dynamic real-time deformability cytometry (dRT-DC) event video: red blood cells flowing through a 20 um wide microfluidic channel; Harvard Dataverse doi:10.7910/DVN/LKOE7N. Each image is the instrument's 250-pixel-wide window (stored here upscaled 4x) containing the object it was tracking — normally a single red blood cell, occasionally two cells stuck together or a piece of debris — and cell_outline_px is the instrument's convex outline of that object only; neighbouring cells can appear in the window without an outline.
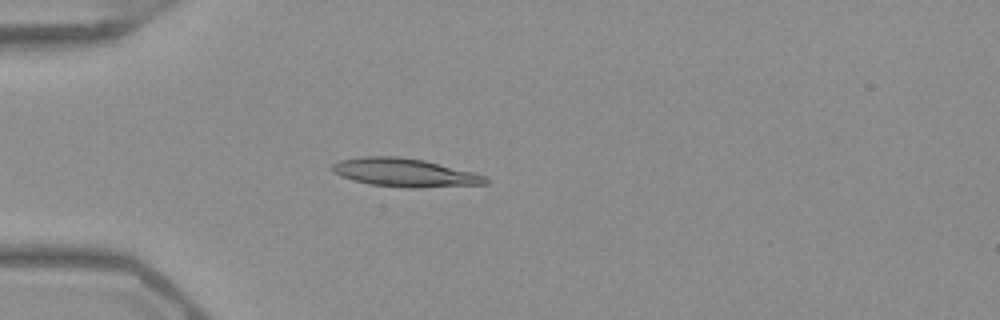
{"species": "Egyptian fruit bat (a non-hibernating species)", "species_latin": "Rousettus aegyptiacus", "temperature_condition": "warm", "stored_images_in_passage": 52, "camera_frame_rate_fps": 3000, "um_per_image_px": 0.085, "frame": {"image": 1, "passage_image": 15, "time_ms": 4.667, "image_size_px": [1000, 320], "cell_outline_px": [[488, 184], [416, 188], [408, 188], [368, 184], [352, 180], [340, 176], [332, 172], [332, 164], [340, 160], [364, 156], [400, 156], [424, 160], [488, 176]], "centroid_in_image_um": [34.39, 14.67], "position_along_channel_um": 50.6, "area_um2": 25.49}}
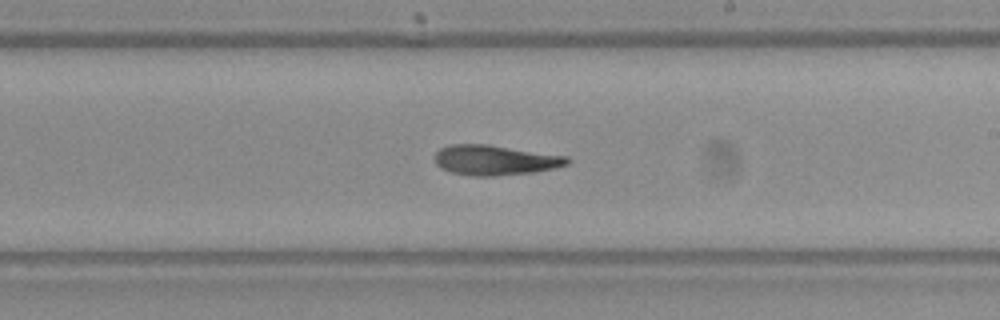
{"frame": {"image": 2, "passage_image": 31, "time_ms": 10.0, "image_size_px": [1000, 320], "cell_outline_px": [[572, 160], [568, 164], [556, 168], [532, 172], [492, 176], [476, 176], [452, 172], [440, 168], [436, 164], [436, 152], [440, 148], [448, 144], [488, 144], [568, 156]], "centroid_in_image_um": [42.1, 13.6], "position_along_channel_um": 246.9, "area_um2": 23.24}}
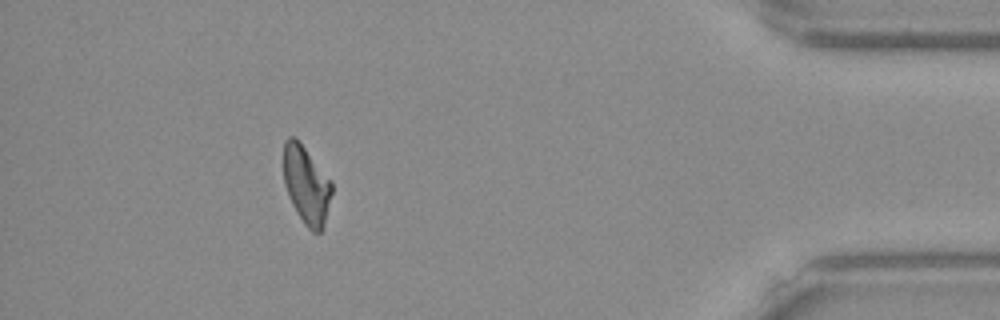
{"frame": {"image": 3, "passage_image": 47, "time_ms": 15.333, "image_size_px": [1000, 320], "cell_outline_px": [[332, 192], [324, 228], [320, 232], [312, 232], [304, 224], [296, 212], [288, 196], [284, 184], [284, 140], [288, 136], [296, 136], [332, 180]], "centroid_in_image_um": [26.05, 15.7], "position_along_channel_um": 409.2, "area_um2": 22.31}}